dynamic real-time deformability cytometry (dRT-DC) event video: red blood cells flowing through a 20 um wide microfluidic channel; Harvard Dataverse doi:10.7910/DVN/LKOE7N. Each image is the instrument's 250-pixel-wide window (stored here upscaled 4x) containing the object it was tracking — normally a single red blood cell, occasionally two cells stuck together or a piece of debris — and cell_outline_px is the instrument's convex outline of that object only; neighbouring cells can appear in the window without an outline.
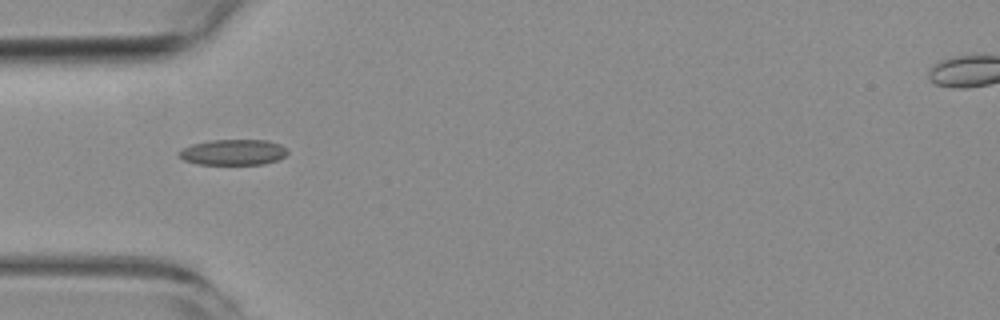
{"species": "common noctule bat (a hibernating species)", "species_latin": "Nyctalus noctula", "temperature_condition": "room temperature", "stored_images_in_passage": 3, "camera_frame_rate_fps": 3000, "um_per_image_px": 0.085, "animal": {"sex": "female", "body_mass_g": 19.3, "forearm_length_mm": 54.1}, "frame": {"image": 1, "passage_image": 1, "time_ms": 0.0, "image_size_px": [1000, 320], "cell_outline_px": [[288, 152], [284, 156], [276, 160], [264, 164], [196, 164], [184, 160], [180, 156], [180, 152], [184, 148], [192, 144], [208, 140], [268, 140], [280, 144], [288, 148]], "centroid_in_image_um": [19.86, 12.93], "position_along_channel_um": 65.1, "area_um2": 16.18}}
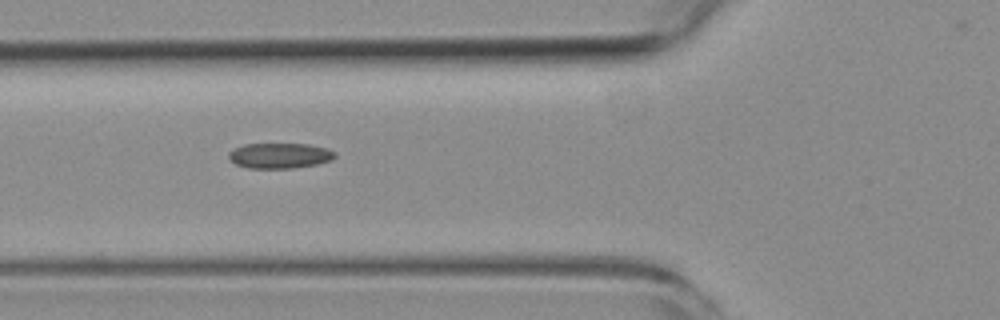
{"frame": {"image": 2, "passage_image": 2, "time_ms": 1.0, "image_size_px": [1000, 320], "cell_outline_px": [[336, 156], [332, 160], [316, 164], [292, 168], [248, 168], [236, 164], [228, 160], [228, 152], [244, 144], [308, 144], [328, 148], [336, 152]], "centroid_in_image_um": [23.78, 13.23], "position_along_channel_um": 102.0, "area_um2": 15.78}}
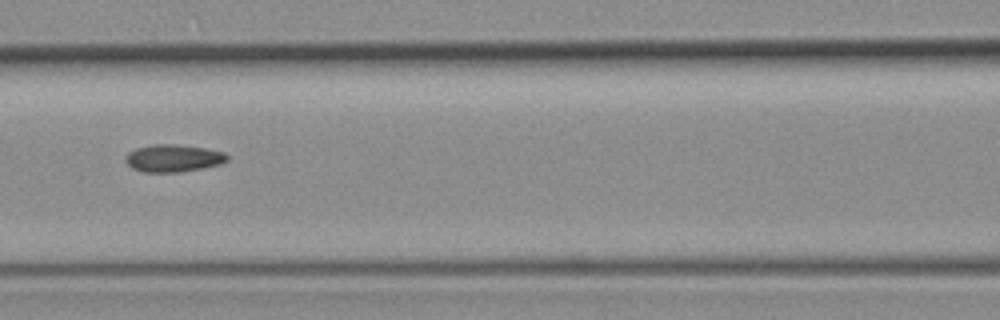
{"frame": {"image": 3, "passage_image": 3, "time_ms": 2.333, "image_size_px": [1000, 320], "cell_outline_px": [[228, 160], [220, 164], [204, 168], [180, 172], [144, 172], [132, 168], [124, 160], [124, 156], [128, 152], [136, 148], [152, 144], [172, 144], [204, 148], [224, 152], [228, 156]], "centroid_in_image_um": [14.7, 13.45], "position_along_channel_um": 151.9, "area_um2": 16.3}}